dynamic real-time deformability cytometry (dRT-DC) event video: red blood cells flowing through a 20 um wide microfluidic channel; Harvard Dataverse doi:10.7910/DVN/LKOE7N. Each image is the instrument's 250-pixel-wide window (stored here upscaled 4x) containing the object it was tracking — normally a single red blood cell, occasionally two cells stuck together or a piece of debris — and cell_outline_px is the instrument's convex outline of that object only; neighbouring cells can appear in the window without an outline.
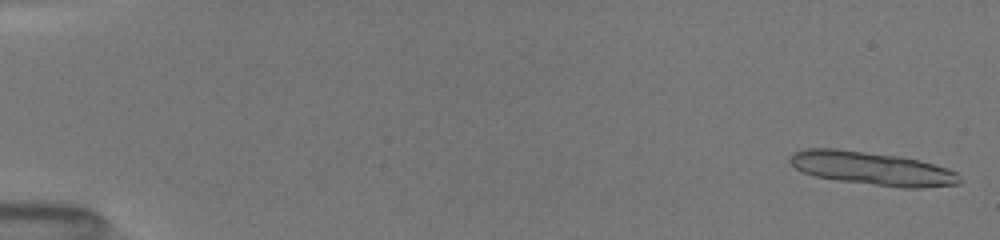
{"species": "common noctule bat (a hibernating species)", "species_latin": "Nyctalus noctula", "temperature_condition": "room temperature", "stored_images_in_passage": 25, "camera_frame_rate_fps": 3000, "um_per_image_px": 0.085, "animal": {"sex": "female", "body_mass_g": 19.5, "forearm_length_mm": 54.1}, "frame": {"image": 1, "passage_image": 3, "time_ms": 0.333, "image_size_px": [1000, 240], "cell_outline_px": [[960, 184], [924, 188], [900, 188], [836, 180], [816, 176], [804, 172], [796, 168], [788, 160], [788, 156], [792, 152], [808, 148], [836, 148], [900, 156], [920, 160], [956, 172], [960, 180]], "centroid_in_image_um": [74.1, 14.32], "position_along_channel_um": 10.9, "area_um2": 33.06}}